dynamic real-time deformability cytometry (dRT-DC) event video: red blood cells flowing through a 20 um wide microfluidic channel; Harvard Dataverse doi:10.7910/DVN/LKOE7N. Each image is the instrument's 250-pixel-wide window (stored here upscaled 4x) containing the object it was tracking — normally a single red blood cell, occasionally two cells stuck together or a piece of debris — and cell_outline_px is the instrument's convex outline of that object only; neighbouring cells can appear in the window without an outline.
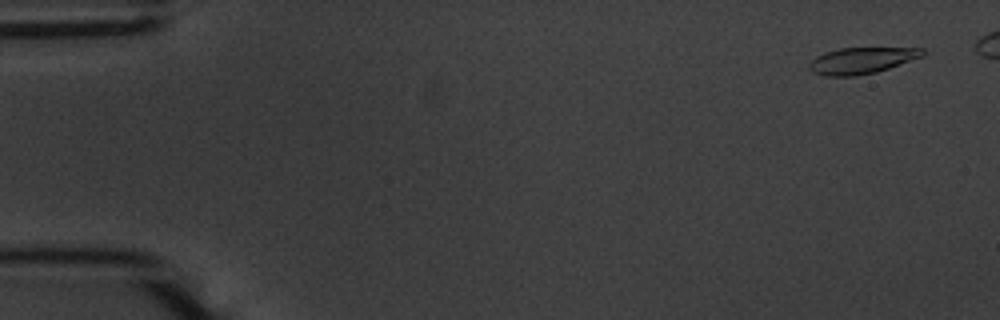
{"species": "common noctule bat (a hibernating species)", "species_latin": "Nyctalus noctula", "temperature_condition": "warm", "stored_images_in_passage": 50, "camera_frame_rate_fps": 3000, "um_per_image_px": 0.085, "animal": {"sex": "male", "body_mass_g": 20.1, "forearm_length_mm": 53.5}, "frame": {"image": 1, "passage_image": 3, "time_ms": 0.667, "image_size_px": [1000, 320], "cell_outline_px": [[924, 56], [876, 72], [856, 76], [824, 76], [812, 72], [808, 68], [808, 64], [816, 56], [824, 52], [840, 48], [924, 48]], "centroid_in_image_um": [73.2, 5.15], "position_along_channel_um": 11.8, "area_um2": 17.4}}
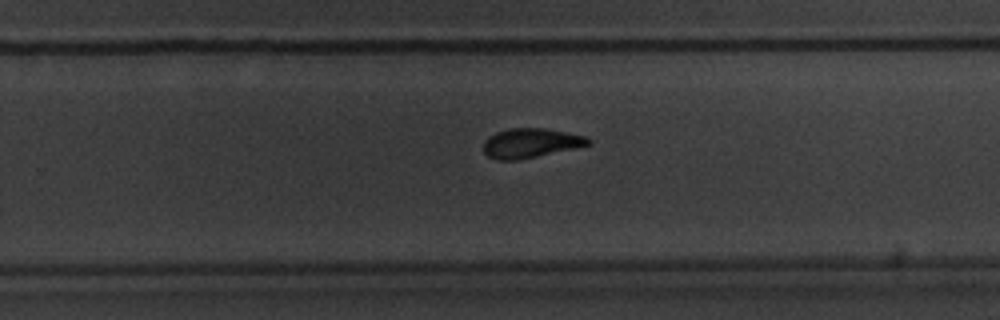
{"frame": {"image": 2, "passage_image": 36, "time_ms": 11.667, "image_size_px": [1000, 320], "cell_outline_px": [[592, 144], [576, 148], [520, 160], [496, 160], [488, 156], [484, 152], [484, 140], [488, 136], [496, 132], [508, 128], [544, 128], [588, 136], [592, 140]], "centroid_in_image_um": [45.13, 12.16], "position_along_channel_um": 284.7, "area_um2": 18.26}}
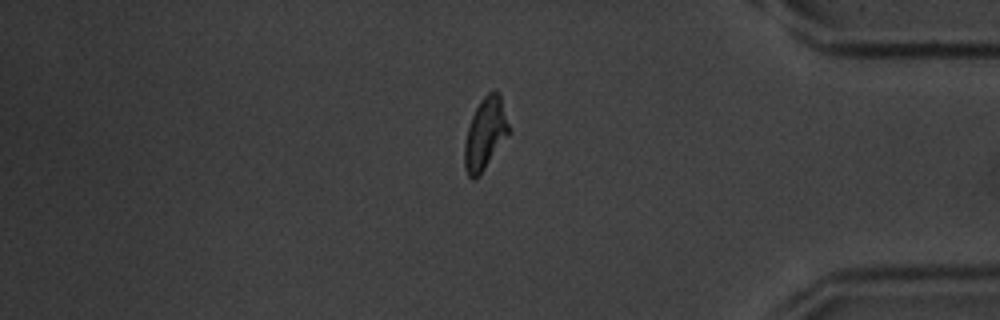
{"frame": {"image": 3, "passage_image": 47, "time_ms": 15.333, "image_size_px": [1000, 320], "cell_outline_px": [[508, 136], [480, 176], [472, 180], [468, 176], [464, 168], [464, 144], [468, 128], [472, 116], [480, 100], [488, 92], [496, 88], [500, 96], [508, 124]], "centroid_in_image_um": [41.22, 11.4], "position_along_channel_um": 394.0, "area_um2": 18.5}}